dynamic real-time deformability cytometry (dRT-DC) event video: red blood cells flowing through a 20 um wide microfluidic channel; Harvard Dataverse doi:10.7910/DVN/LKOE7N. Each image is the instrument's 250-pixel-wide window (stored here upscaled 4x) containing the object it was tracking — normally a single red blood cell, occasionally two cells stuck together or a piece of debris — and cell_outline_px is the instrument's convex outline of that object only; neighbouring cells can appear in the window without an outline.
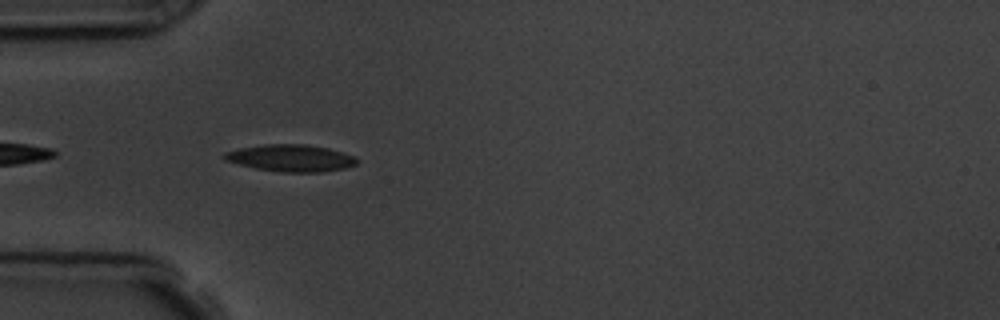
{"species": "common noctule bat (a hibernating species)", "species_latin": "Nyctalus noctula", "temperature_condition": "room temperature", "stored_images_in_passage": 6, "camera_frame_rate_fps": 3000, "um_per_image_px": 0.085, "animal": {"sex": "male", "body_mass_g": 19.5, "forearm_length_mm": 54.6}, "frame": {"image": 1, "passage_image": 5, "time_ms": 4.667, "image_size_px": [1000, 320], "cell_outline_px": [[356, 164], [344, 168], [320, 172], [284, 172], [256, 168], [224, 160], [220, 156], [224, 152], [240, 148], [264, 144], [304, 144], [328, 148], [352, 156], [356, 160]], "centroid_in_image_um": [24.65, 13.43], "position_along_channel_um": 60.4, "area_um2": 20.52}}